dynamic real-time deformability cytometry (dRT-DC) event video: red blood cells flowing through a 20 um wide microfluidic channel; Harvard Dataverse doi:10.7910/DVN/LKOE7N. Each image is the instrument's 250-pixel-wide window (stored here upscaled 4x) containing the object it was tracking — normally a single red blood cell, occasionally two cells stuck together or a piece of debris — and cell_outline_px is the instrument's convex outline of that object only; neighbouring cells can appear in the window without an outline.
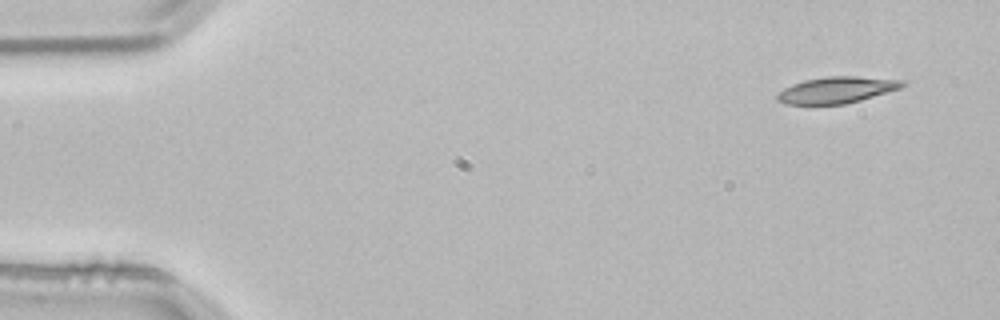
{"species": "common noctule bat (a hibernating species)", "species_latin": "Nyctalus noctula", "temperature_condition": "room temperature", "stored_images_in_passage": 4, "camera_frame_rate_fps": 3000, "um_per_image_px": 0.085, "animal": {"sex": "male", "body_mass_g": 21.5, "forearm_length_mm": 52.0}, "frame": {"image": 1, "passage_image": 1, "time_ms": 0.0, "image_size_px": [1000, 320], "cell_outline_px": [[908, 84], [904, 88], [860, 100], [844, 104], [784, 104], [776, 100], [776, 96], [784, 88], [792, 84], [804, 80], [828, 76], [856, 76], [904, 80]], "centroid_in_image_um": [71.17, 7.64], "position_along_channel_um": 13.8, "area_um2": 19.42}}
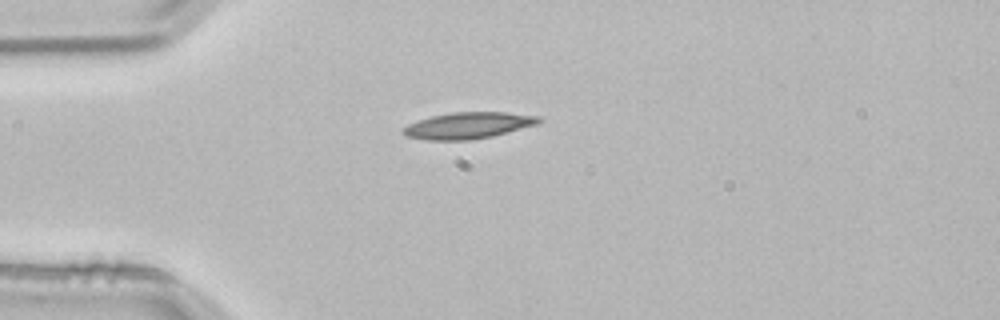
{"frame": {"image": 2, "passage_image": 3, "time_ms": 0.667, "image_size_px": [1000, 320], "cell_outline_px": [[544, 120], [536, 124], [492, 136], [468, 140], [428, 140], [408, 136], [400, 132], [400, 128], [408, 124], [432, 116], [452, 112], [504, 112], [540, 116]], "centroid_in_image_um": [39.78, 10.66], "position_along_channel_um": 45.2, "area_um2": 20.75}}
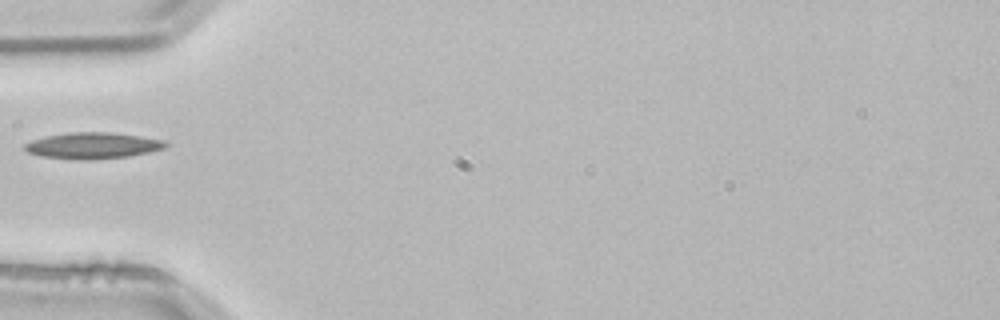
{"frame": {"image": 3, "passage_image": 4, "time_ms": 1.0, "image_size_px": [1000, 320], "cell_outline_px": [[168, 144], [164, 148], [148, 152], [128, 156], [92, 160], [76, 160], [40, 156], [28, 152], [24, 148], [24, 144], [32, 140], [48, 136], [68, 132], [112, 132], [140, 136], [164, 140]], "centroid_in_image_um": [7.87, 12.38], "position_along_channel_um": 77.1, "area_um2": 21.56}}